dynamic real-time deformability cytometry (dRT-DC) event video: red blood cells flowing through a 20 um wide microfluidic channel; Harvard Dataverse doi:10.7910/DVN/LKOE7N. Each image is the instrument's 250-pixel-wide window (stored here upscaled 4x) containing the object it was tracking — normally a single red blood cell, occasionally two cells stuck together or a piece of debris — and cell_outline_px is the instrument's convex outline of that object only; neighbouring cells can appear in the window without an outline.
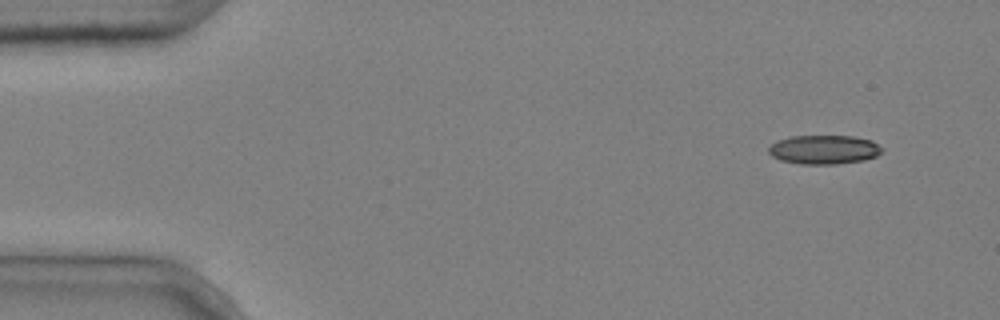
{"species": "common noctule bat (a hibernating species)", "species_latin": "Nyctalus noctula", "temperature_condition": "cold", "stored_images_in_passage": 4, "camera_frame_rate_fps": 3000, "um_per_image_px": 0.085, "animal": {"sex": "male", "body_mass_g": 20.4}, "frame": {"image": 1, "passage_image": 1, "time_ms": 0.0, "image_size_px": [1000, 320], "cell_outline_px": [[884, 148], [876, 156], [864, 160], [836, 164], [800, 164], [780, 160], [772, 156], [768, 152], [768, 148], [776, 140], [788, 136], [852, 136], [872, 140]], "centroid_in_image_um": [70.02, 12.71], "position_along_channel_um": 15.0, "area_um2": 19.31}}
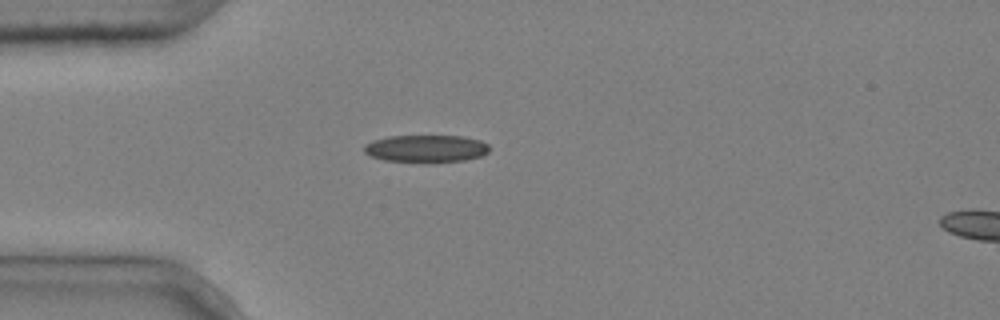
{"frame": {"image": 2, "passage_image": 3, "time_ms": 0.667, "image_size_px": [1000, 320], "cell_outline_px": [[488, 152], [480, 156], [464, 160], [384, 160], [372, 156], [364, 152], [364, 144], [372, 140], [388, 136], [464, 136], [480, 140], [488, 144]], "centroid_in_image_um": [36.2, 12.58], "position_along_channel_um": 48.8, "area_um2": 19.25}}